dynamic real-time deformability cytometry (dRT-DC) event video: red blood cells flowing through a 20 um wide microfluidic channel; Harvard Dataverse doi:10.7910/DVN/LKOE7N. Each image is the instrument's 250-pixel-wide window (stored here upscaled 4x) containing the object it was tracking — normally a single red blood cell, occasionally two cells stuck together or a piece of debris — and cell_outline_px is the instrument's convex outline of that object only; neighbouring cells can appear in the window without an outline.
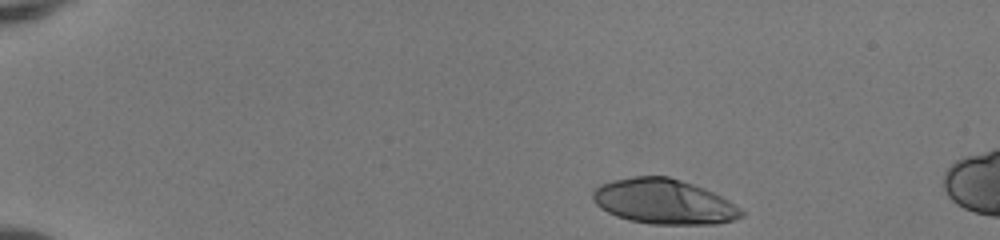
{"species": "human", "species_latin": "Homo sapiens", "temperature_condition": "room temperature", "stored_images_in_passage": 3, "camera_frame_rate_fps": 3000, "um_per_image_px": 0.085, "donor": {"sex": "female"}, "frame": {"image": 1, "passage_image": 1, "time_ms": 0.0, "image_size_px": [1000, 240], "cell_outline_px": [[744, 216], [732, 220], [716, 224], [652, 224], [628, 220], [616, 216], [600, 208], [592, 200], [592, 192], [600, 184], [612, 180], [636, 176], [668, 176], [704, 188], [728, 200], [740, 208], [744, 212]], "centroid_in_image_um": [56.4, 17.14], "position_along_channel_um": 28.6, "area_um2": 38.9}}